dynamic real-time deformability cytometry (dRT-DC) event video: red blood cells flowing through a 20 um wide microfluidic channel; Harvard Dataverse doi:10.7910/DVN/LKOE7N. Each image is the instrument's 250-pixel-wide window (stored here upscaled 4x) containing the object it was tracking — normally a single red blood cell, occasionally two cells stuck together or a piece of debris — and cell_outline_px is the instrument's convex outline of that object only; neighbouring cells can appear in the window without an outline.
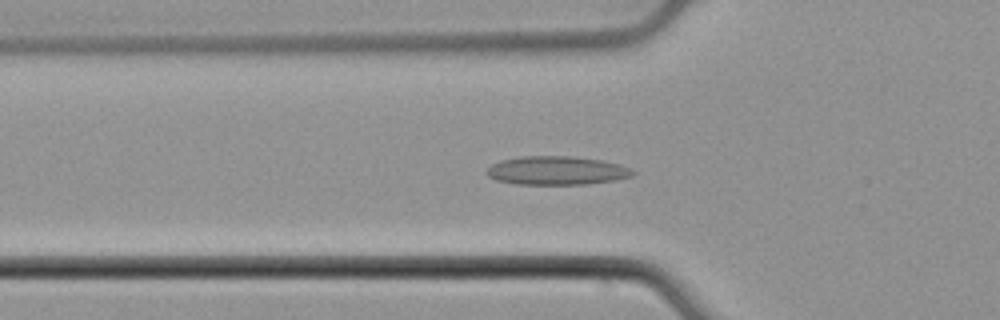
{"species": "common noctule bat (a hibernating species)", "species_latin": "Nyctalus noctula", "temperature_condition": "cold", "stored_images_in_passage": 51, "segment_of_instrument_passage": [1, 2], "camera_frame_rate_fps": 3000, "um_per_image_px": 0.085, "animal": {"sex": "male", "body_mass_g": 21.5, "forearm_length_mm": 52.0}, "frame": {"image": 1, "passage_image": 15, "time_ms": 4.667, "image_size_px": [1000, 320], "cell_outline_px": [[636, 172], [632, 176], [616, 180], [588, 184], [516, 184], [496, 180], [488, 176], [484, 172], [492, 164], [500, 160], [520, 156], [572, 156], [604, 160], [620, 164]], "centroid_in_image_um": [47.31, 14.49], "position_along_channel_um": 78.5, "area_um2": 24.57}}
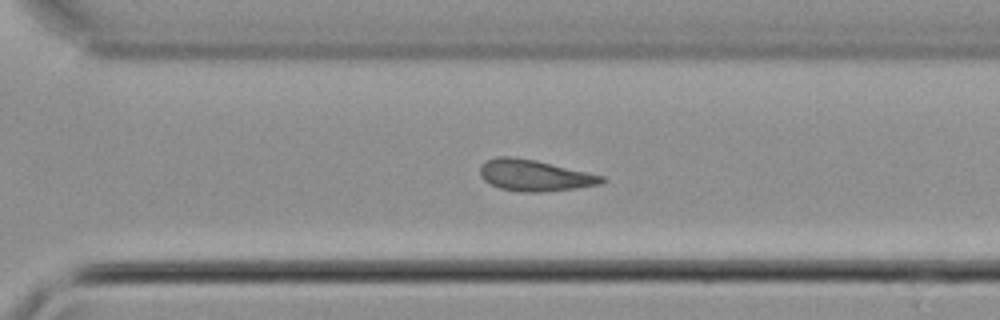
{"frame": {"image": 2, "passage_image": 34, "time_ms": 11.0, "image_size_px": [1000, 320], "cell_outline_px": [[608, 180], [600, 184], [572, 188], [540, 192], [520, 192], [500, 188], [484, 180], [480, 176], [480, 164], [484, 160], [496, 156], [512, 156], [536, 160], [604, 176]], "centroid_in_image_um": [45.39, 14.89], "position_along_channel_um": 325.2, "area_um2": 22.2}}
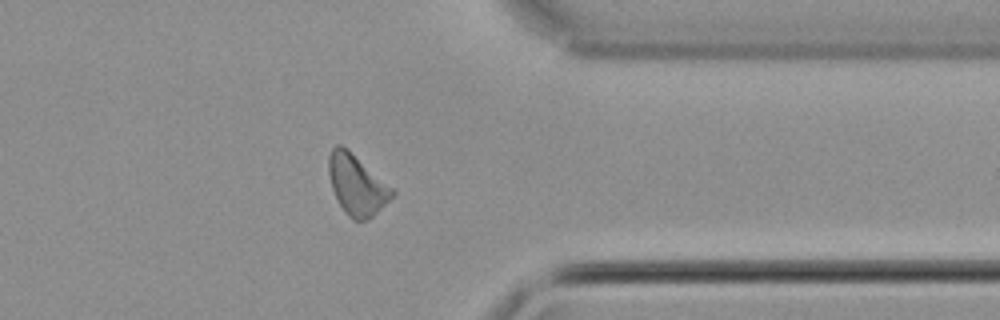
{"frame": {"image": 3, "passage_image": 39, "time_ms": 12.667, "image_size_px": [1000, 320], "cell_outline_px": [[396, 192], [368, 220], [352, 220], [344, 212], [332, 188], [328, 172], [328, 156], [332, 148], [336, 144], [340, 144], [348, 148], [396, 188]], "centroid_in_image_um": [30.35, 15.66], "position_along_channel_um": 381.1, "area_um2": 22.66}}